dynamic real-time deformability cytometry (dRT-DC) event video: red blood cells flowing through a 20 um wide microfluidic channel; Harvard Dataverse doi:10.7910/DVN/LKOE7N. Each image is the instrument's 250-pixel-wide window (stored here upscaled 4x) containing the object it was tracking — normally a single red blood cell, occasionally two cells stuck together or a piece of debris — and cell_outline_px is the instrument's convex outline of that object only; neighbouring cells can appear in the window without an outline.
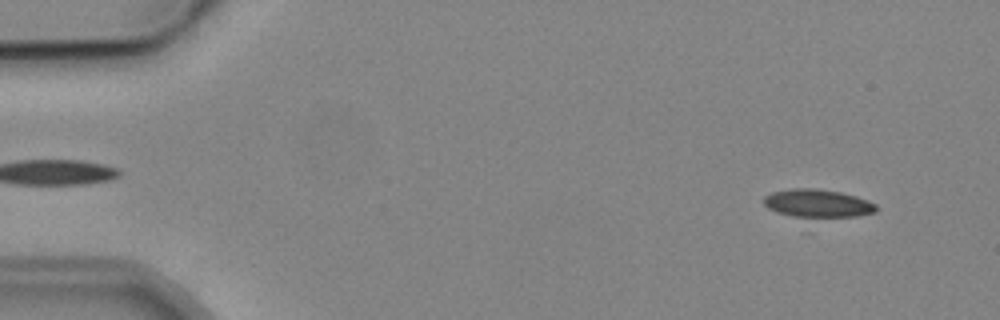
{"species": "common noctule bat (a hibernating species)", "species_latin": "Nyctalus noctula", "temperature_condition": "cold", "stored_images_in_passage": 3, "camera_frame_rate_fps": 3000, "um_per_image_px": 0.085, "animal": {"sex": "male", "body_mass_g": 19.2, "forearm_length_mm": 51.8}, "frame": {"image": 1, "passage_image": 1, "time_ms": 0.0, "image_size_px": [1000, 320], "cell_outline_px": [[876, 212], [856, 216], [792, 216], [776, 212], [768, 208], [764, 204], [764, 196], [772, 192], [792, 188], [816, 188], [840, 192], [856, 196], [868, 200], [876, 204]], "centroid_in_image_um": [69.48, 17.26], "position_along_channel_um": 15.5, "area_um2": 18.15}}